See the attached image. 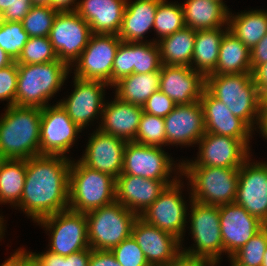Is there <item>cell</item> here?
Listing matches in <instances>:
<instances>
[{
    "instance_id": "5",
    "label": "cell",
    "mask_w": 267,
    "mask_h": 266,
    "mask_svg": "<svg viewBox=\"0 0 267 266\" xmlns=\"http://www.w3.org/2000/svg\"><path fill=\"white\" fill-rule=\"evenodd\" d=\"M115 201V178L94 170L80 160L71 161L69 209L87 213Z\"/></svg>"
},
{
    "instance_id": "60",
    "label": "cell",
    "mask_w": 267,
    "mask_h": 266,
    "mask_svg": "<svg viewBox=\"0 0 267 266\" xmlns=\"http://www.w3.org/2000/svg\"><path fill=\"white\" fill-rule=\"evenodd\" d=\"M1 204V203H0ZM5 223H4V218H3V216H0V228L5 232V225H4Z\"/></svg>"
},
{
    "instance_id": "45",
    "label": "cell",
    "mask_w": 267,
    "mask_h": 266,
    "mask_svg": "<svg viewBox=\"0 0 267 266\" xmlns=\"http://www.w3.org/2000/svg\"><path fill=\"white\" fill-rule=\"evenodd\" d=\"M176 106L174 101L160 90L155 91L142 106L143 112L166 117Z\"/></svg>"
},
{
    "instance_id": "52",
    "label": "cell",
    "mask_w": 267,
    "mask_h": 266,
    "mask_svg": "<svg viewBox=\"0 0 267 266\" xmlns=\"http://www.w3.org/2000/svg\"><path fill=\"white\" fill-rule=\"evenodd\" d=\"M42 266H62V256L47 250L46 252H30Z\"/></svg>"
},
{
    "instance_id": "20",
    "label": "cell",
    "mask_w": 267,
    "mask_h": 266,
    "mask_svg": "<svg viewBox=\"0 0 267 266\" xmlns=\"http://www.w3.org/2000/svg\"><path fill=\"white\" fill-rule=\"evenodd\" d=\"M167 145L192 146L206 133L203 109L199 101L176 105L164 117Z\"/></svg>"
},
{
    "instance_id": "17",
    "label": "cell",
    "mask_w": 267,
    "mask_h": 266,
    "mask_svg": "<svg viewBox=\"0 0 267 266\" xmlns=\"http://www.w3.org/2000/svg\"><path fill=\"white\" fill-rule=\"evenodd\" d=\"M250 158L239 168L235 203L267 225V164Z\"/></svg>"
},
{
    "instance_id": "55",
    "label": "cell",
    "mask_w": 267,
    "mask_h": 266,
    "mask_svg": "<svg viewBox=\"0 0 267 266\" xmlns=\"http://www.w3.org/2000/svg\"><path fill=\"white\" fill-rule=\"evenodd\" d=\"M259 128L261 134L267 140V108L260 109L259 120L256 129Z\"/></svg>"
},
{
    "instance_id": "59",
    "label": "cell",
    "mask_w": 267,
    "mask_h": 266,
    "mask_svg": "<svg viewBox=\"0 0 267 266\" xmlns=\"http://www.w3.org/2000/svg\"><path fill=\"white\" fill-rule=\"evenodd\" d=\"M261 108H267V91L262 95Z\"/></svg>"
},
{
    "instance_id": "51",
    "label": "cell",
    "mask_w": 267,
    "mask_h": 266,
    "mask_svg": "<svg viewBox=\"0 0 267 266\" xmlns=\"http://www.w3.org/2000/svg\"><path fill=\"white\" fill-rule=\"evenodd\" d=\"M252 78L260 95L267 91V62L257 65L252 70Z\"/></svg>"
},
{
    "instance_id": "38",
    "label": "cell",
    "mask_w": 267,
    "mask_h": 266,
    "mask_svg": "<svg viewBox=\"0 0 267 266\" xmlns=\"http://www.w3.org/2000/svg\"><path fill=\"white\" fill-rule=\"evenodd\" d=\"M160 51L157 42H133V73L146 74L161 70Z\"/></svg>"
},
{
    "instance_id": "7",
    "label": "cell",
    "mask_w": 267,
    "mask_h": 266,
    "mask_svg": "<svg viewBox=\"0 0 267 266\" xmlns=\"http://www.w3.org/2000/svg\"><path fill=\"white\" fill-rule=\"evenodd\" d=\"M88 243L93 250H111L132 234L138 216L116 200L85 213Z\"/></svg>"
},
{
    "instance_id": "36",
    "label": "cell",
    "mask_w": 267,
    "mask_h": 266,
    "mask_svg": "<svg viewBox=\"0 0 267 266\" xmlns=\"http://www.w3.org/2000/svg\"><path fill=\"white\" fill-rule=\"evenodd\" d=\"M267 248V225L230 257L231 266H262Z\"/></svg>"
},
{
    "instance_id": "43",
    "label": "cell",
    "mask_w": 267,
    "mask_h": 266,
    "mask_svg": "<svg viewBox=\"0 0 267 266\" xmlns=\"http://www.w3.org/2000/svg\"><path fill=\"white\" fill-rule=\"evenodd\" d=\"M133 74V42H121L112 65V86Z\"/></svg>"
},
{
    "instance_id": "12",
    "label": "cell",
    "mask_w": 267,
    "mask_h": 266,
    "mask_svg": "<svg viewBox=\"0 0 267 266\" xmlns=\"http://www.w3.org/2000/svg\"><path fill=\"white\" fill-rule=\"evenodd\" d=\"M92 35L88 22L76 11L58 12L49 33V40L58 60L73 70V63L88 45Z\"/></svg>"
},
{
    "instance_id": "48",
    "label": "cell",
    "mask_w": 267,
    "mask_h": 266,
    "mask_svg": "<svg viewBox=\"0 0 267 266\" xmlns=\"http://www.w3.org/2000/svg\"><path fill=\"white\" fill-rule=\"evenodd\" d=\"M88 266H122L110 250H93Z\"/></svg>"
},
{
    "instance_id": "14",
    "label": "cell",
    "mask_w": 267,
    "mask_h": 266,
    "mask_svg": "<svg viewBox=\"0 0 267 266\" xmlns=\"http://www.w3.org/2000/svg\"><path fill=\"white\" fill-rule=\"evenodd\" d=\"M122 40L118 35L92 34L88 45L73 63L74 77L99 80L112 87V65Z\"/></svg>"
},
{
    "instance_id": "37",
    "label": "cell",
    "mask_w": 267,
    "mask_h": 266,
    "mask_svg": "<svg viewBox=\"0 0 267 266\" xmlns=\"http://www.w3.org/2000/svg\"><path fill=\"white\" fill-rule=\"evenodd\" d=\"M148 146H167L164 118L143 112L133 140Z\"/></svg>"
},
{
    "instance_id": "1",
    "label": "cell",
    "mask_w": 267,
    "mask_h": 266,
    "mask_svg": "<svg viewBox=\"0 0 267 266\" xmlns=\"http://www.w3.org/2000/svg\"><path fill=\"white\" fill-rule=\"evenodd\" d=\"M71 159L60 155H38L26 159V176L16 205L34 222L69 208Z\"/></svg>"
},
{
    "instance_id": "15",
    "label": "cell",
    "mask_w": 267,
    "mask_h": 266,
    "mask_svg": "<svg viewBox=\"0 0 267 266\" xmlns=\"http://www.w3.org/2000/svg\"><path fill=\"white\" fill-rule=\"evenodd\" d=\"M82 130L59 102L41 109L40 155H65ZM79 133V134H78Z\"/></svg>"
},
{
    "instance_id": "4",
    "label": "cell",
    "mask_w": 267,
    "mask_h": 266,
    "mask_svg": "<svg viewBox=\"0 0 267 266\" xmlns=\"http://www.w3.org/2000/svg\"><path fill=\"white\" fill-rule=\"evenodd\" d=\"M16 106L43 108L49 105L72 70L63 61L17 64Z\"/></svg>"
},
{
    "instance_id": "41",
    "label": "cell",
    "mask_w": 267,
    "mask_h": 266,
    "mask_svg": "<svg viewBox=\"0 0 267 266\" xmlns=\"http://www.w3.org/2000/svg\"><path fill=\"white\" fill-rule=\"evenodd\" d=\"M29 36L22 22H5L0 26V48L16 61Z\"/></svg>"
},
{
    "instance_id": "19",
    "label": "cell",
    "mask_w": 267,
    "mask_h": 266,
    "mask_svg": "<svg viewBox=\"0 0 267 266\" xmlns=\"http://www.w3.org/2000/svg\"><path fill=\"white\" fill-rule=\"evenodd\" d=\"M126 143V140L96 128L79 160L89 168L110 174L116 179L123 169Z\"/></svg>"
},
{
    "instance_id": "63",
    "label": "cell",
    "mask_w": 267,
    "mask_h": 266,
    "mask_svg": "<svg viewBox=\"0 0 267 266\" xmlns=\"http://www.w3.org/2000/svg\"><path fill=\"white\" fill-rule=\"evenodd\" d=\"M6 160V158L3 156L2 152L0 151V168L2 163Z\"/></svg>"
},
{
    "instance_id": "18",
    "label": "cell",
    "mask_w": 267,
    "mask_h": 266,
    "mask_svg": "<svg viewBox=\"0 0 267 266\" xmlns=\"http://www.w3.org/2000/svg\"><path fill=\"white\" fill-rule=\"evenodd\" d=\"M219 216L223 254L229 258L265 226L235 202L220 205Z\"/></svg>"
},
{
    "instance_id": "34",
    "label": "cell",
    "mask_w": 267,
    "mask_h": 266,
    "mask_svg": "<svg viewBox=\"0 0 267 266\" xmlns=\"http://www.w3.org/2000/svg\"><path fill=\"white\" fill-rule=\"evenodd\" d=\"M26 176L25 159H6L0 168V203L11 207L20 202Z\"/></svg>"
},
{
    "instance_id": "2",
    "label": "cell",
    "mask_w": 267,
    "mask_h": 266,
    "mask_svg": "<svg viewBox=\"0 0 267 266\" xmlns=\"http://www.w3.org/2000/svg\"><path fill=\"white\" fill-rule=\"evenodd\" d=\"M0 117V151L6 159L40 155L41 108L6 107Z\"/></svg>"
},
{
    "instance_id": "65",
    "label": "cell",
    "mask_w": 267,
    "mask_h": 266,
    "mask_svg": "<svg viewBox=\"0 0 267 266\" xmlns=\"http://www.w3.org/2000/svg\"><path fill=\"white\" fill-rule=\"evenodd\" d=\"M214 1L220 2L221 4H223L229 10V8L227 7V5H225V3L223 2V0H214Z\"/></svg>"
},
{
    "instance_id": "11",
    "label": "cell",
    "mask_w": 267,
    "mask_h": 266,
    "mask_svg": "<svg viewBox=\"0 0 267 266\" xmlns=\"http://www.w3.org/2000/svg\"><path fill=\"white\" fill-rule=\"evenodd\" d=\"M181 181L178 179L174 184L167 186L139 217L149 225L177 237L182 246L186 223H188L187 210L189 211V209L187 202L182 197L181 189L184 185Z\"/></svg>"
},
{
    "instance_id": "62",
    "label": "cell",
    "mask_w": 267,
    "mask_h": 266,
    "mask_svg": "<svg viewBox=\"0 0 267 266\" xmlns=\"http://www.w3.org/2000/svg\"><path fill=\"white\" fill-rule=\"evenodd\" d=\"M262 266H267V248L266 251L264 252Z\"/></svg>"
},
{
    "instance_id": "54",
    "label": "cell",
    "mask_w": 267,
    "mask_h": 266,
    "mask_svg": "<svg viewBox=\"0 0 267 266\" xmlns=\"http://www.w3.org/2000/svg\"><path fill=\"white\" fill-rule=\"evenodd\" d=\"M18 266H42L38 260L24 248L18 249Z\"/></svg>"
},
{
    "instance_id": "8",
    "label": "cell",
    "mask_w": 267,
    "mask_h": 266,
    "mask_svg": "<svg viewBox=\"0 0 267 266\" xmlns=\"http://www.w3.org/2000/svg\"><path fill=\"white\" fill-rule=\"evenodd\" d=\"M190 233L195 244L181 250L188 254L202 257L217 266L223 255L221 238L219 206L203 204L190 198Z\"/></svg>"
},
{
    "instance_id": "33",
    "label": "cell",
    "mask_w": 267,
    "mask_h": 266,
    "mask_svg": "<svg viewBox=\"0 0 267 266\" xmlns=\"http://www.w3.org/2000/svg\"><path fill=\"white\" fill-rule=\"evenodd\" d=\"M196 31L184 27L157 41L162 65L191 66Z\"/></svg>"
},
{
    "instance_id": "23",
    "label": "cell",
    "mask_w": 267,
    "mask_h": 266,
    "mask_svg": "<svg viewBox=\"0 0 267 266\" xmlns=\"http://www.w3.org/2000/svg\"><path fill=\"white\" fill-rule=\"evenodd\" d=\"M205 77L189 66L162 65L160 88L176 105L190 104L201 99Z\"/></svg>"
},
{
    "instance_id": "6",
    "label": "cell",
    "mask_w": 267,
    "mask_h": 266,
    "mask_svg": "<svg viewBox=\"0 0 267 266\" xmlns=\"http://www.w3.org/2000/svg\"><path fill=\"white\" fill-rule=\"evenodd\" d=\"M180 175L188 178L193 201L220 206L236 200L239 168L181 166Z\"/></svg>"
},
{
    "instance_id": "9",
    "label": "cell",
    "mask_w": 267,
    "mask_h": 266,
    "mask_svg": "<svg viewBox=\"0 0 267 266\" xmlns=\"http://www.w3.org/2000/svg\"><path fill=\"white\" fill-rule=\"evenodd\" d=\"M51 234L48 250L68 256L90 248L88 243L87 218L85 213L66 209L37 222Z\"/></svg>"
},
{
    "instance_id": "46",
    "label": "cell",
    "mask_w": 267,
    "mask_h": 266,
    "mask_svg": "<svg viewBox=\"0 0 267 266\" xmlns=\"http://www.w3.org/2000/svg\"><path fill=\"white\" fill-rule=\"evenodd\" d=\"M32 7L31 0H0L6 22H21Z\"/></svg>"
},
{
    "instance_id": "22",
    "label": "cell",
    "mask_w": 267,
    "mask_h": 266,
    "mask_svg": "<svg viewBox=\"0 0 267 266\" xmlns=\"http://www.w3.org/2000/svg\"><path fill=\"white\" fill-rule=\"evenodd\" d=\"M150 266H164L180 251V240L138 217L133 223L132 234Z\"/></svg>"
},
{
    "instance_id": "31",
    "label": "cell",
    "mask_w": 267,
    "mask_h": 266,
    "mask_svg": "<svg viewBox=\"0 0 267 266\" xmlns=\"http://www.w3.org/2000/svg\"><path fill=\"white\" fill-rule=\"evenodd\" d=\"M228 30L252 50L267 34V10L252 9L235 15L229 11Z\"/></svg>"
},
{
    "instance_id": "42",
    "label": "cell",
    "mask_w": 267,
    "mask_h": 266,
    "mask_svg": "<svg viewBox=\"0 0 267 266\" xmlns=\"http://www.w3.org/2000/svg\"><path fill=\"white\" fill-rule=\"evenodd\" d=\"M110 251L122 266H150L132 235Z\"/></svg>"
},
{
    "instance_id": "61",
    "label": "cell",
    "mask_w": 267,
    "mask_h": 266,
    "mask_svg": "<svg viewBox=\"0 0 267 266\" xmlns=\"http://www.w3.org/2000/svg\"><path fill=\"white\" fill-rule=\"evenodd\" d=\"M4 12L0 9V26L5 23Z\"/></svg>"
},
{
    "instance_id": "21",
    "label": "cell",
    "mask_w": 267,
    "mask_h": 266,
    "mask_svg": "<svg viewBox=\"0 0 267 266\" xmlns=\"http://www.w3.org/2000/svg\"><path fill=\"white\" fill-rule=\"evenodd\" d=\"M177 180H154L120 174L115 179V200L138 217Z\"/></svg>"
},
{
    "instance_id": "28",
    "label": "cell",
    "mask_w": 267,
    "mask_h": 266,
    "mask_svg": "<svg viewBox=\"0 0 267 266\" xmlns=\"http://www.w3.org/2000/svg\"><path fill=\"white\" fill-rule=\"evenodd\" d=\"M181 5L185 27L195 31L228 28L230 10L220 2L214 0H186Z\"/></svg>"
},
{
    "instance_id": "56",
    "label": "cell",
    "mask_w": 267,
    "mask_h": 266,
    "mask_svg": "<svg viewBox=\"0 0 267 266\" xmlns=\"http://www.w3.org/2000/svg\"><path fill=\"white\" fill-rule=\"evenodd\" d=\"M13 62L14 61L11 59V57L0 48V69L11 65Z\"/></svg>"
},
{
    "instance_id": "57",
    "label": "cell",
    "mask_w": 267,
    "mask_h": 266,
    "mask_svg": "<svg viewBox=\"0 0 267 266\" xmlns=\"http://www.w3.org/2000/svg\"><path fill=\"white\" fill-rule=\"evenodd\" d=\"M0 266H18V249Z\"/></svg>"
},
{
    "instance_id": "40",
    "label": "cell",
    "mask_w": 267,
    "mask_h": 266,
    "mask_svg": "<svg viewBox=\"0 0 267 266\" xmlns=\"http://www.w3.org/2000/svg\"><path fill=\"white\" fill-rule=\"evenodd\" d=\"M51 6H33L21 21L29 37H48L55 16Z\"/></svg>"
},
{
    "instance_id": "39",
    "label": "cell",
    "mask_w": 267,
    "mask_h": 266,
    "mask_svg": "<svg viewBox=\"0 0 267 266\" xmlns=\"http://www.w3.org/2000/svg\"><path fill=\"white\" fill-rule=\"evenodd\" d=\"M58 60L48 37H29L23 47L17 64H42Z\"/></svg>"
},
{
    "instance_id": "49",
    "label": "cell",
    "mask_w": 267,
    "mask_h": 266,
    "mask_svg": "<svg viewBox=\"0 0 267 266\" xmlns=\"http://www.w3.org/2000/svg\"><path fill=\"white\" fill-rule=\"evenodd\" d=\"M267 62V34L251 50L252 70L260 64Z\"/></svg>"
},
{
    "instance_id": "24",
    "label": "cell",
    "mask_w": 267,
    "mask_h": 266,
    "mask_svg": "<svg viewBox=\"0 0 267 266\" xmlns=\"http://www.w3.org/2000/svg\"><path fill=\"white\" fill-rule=\"evenodd\" d=\"M204 116L205 131L239 140H251L253 130L239 117L233 115L225 103L204 88L199 100Z\"/></svg>"
},
{
    "instance_id": "32",
    "label": "cell",
    "mask_w": 267,
    "mask_h": 266,
    "mask_svg": "<svg viewBox=\"0 0 267 266\" xmlns=\"http://www.w3.org/2000/svg\"><path fill=\"white\" fill-rule=\"evenodd\" d=\"M115 96L123 102L143 106L147 99L160 88V71L146 74L133 73L113 86Z\"/></svg>"
},
{
    "instance_id": "47",
    "label": "cell",
    "mask_w": 267,
    "mask_h": 266,
    "mask_svg": "<svg viewBox=\"0 0 267 266\" xmlns=\"http://www.w3.org/2000/svg\"><path fill=\"white\" fill-rule=\"evenodd\" d=\"M164 266H214L205 258L197 257L182 250Z\"/></svg>"
},
{
    "instance_id": "25",
    "label": "cell",
    "mask_w": 267,
    "mask_h": 266,
    "mask_svg": "<svg viewBox=\"0 0 267 266\" xmlns=\"http://www.w3.org/2000/svg\"><path fill=\"white\" fill-rule=\"evenodd\" d=\"M76 12L92 34L118 35L127 0H78Z\"/></svg>"
},
{
    "instance_id": "3",
    "label": "cell",
    "mask_w": 267,
    "mask_h": 266,
    "mask_svg": "<svg viewBox=\"0 0 267 266\" xmlns=\"http://www.w3.org/2000/svg\"><path fill=\"white\" fill-rule=\"evenodd\" d=\"M205 88L231 113L243 120L253 131L258 124L262 96L254 84L252 73L207 75ZM255 129V130H254Z\"/></svg>"
},
{
    "instance_id": "58",
    "label": "cell",
    "mask_w": 267,
    "mask_h": 266,
    "mask_svg": "<svg viewBox=\"0 0 267 266\" xmlns=\"http://www.w3.org/2000/svg\"><path fill=\"white\" fill-rule=\"evenodd\" d=\"M33 6H50V0H31Z\"/></svg>"
},
{
    "instance_id": "44",
    "label": "cell",
    "mask_w": 267,
    "mask_h": 266,
    "mask_svg": "<svg viewBox=\"0 0 267 266\" xmlns=\"http://www.w3.org/2000/svg\"><path fill=\"white\" fill-rule=\"evenodd\" d=\"M18 67L14 61L0 69V101H8L7 107L16 105Z\"/></svg>"
},
{
    "instance_id": "29",
    "label": "cell",
    "mask_w": 267,
    "mask_h": 266,
    "mask_svg": "<svg viewBox=\"0 0 267 266\" xmlns=\"http://www.w3.org/2000/svg\"><path fill=\"white\" fill-rule=\"evenodd\" d=\"M252 73L251 50L227 30L220 44L217 66L209 75Z\"/></svg>"
},
{
    "instance_id": "26",
    "label": "cell",
    "mask_w": 267,
    "mask_h": 266,
    "mask_svg": "<svg viewBox=\"0 0 267 266\" xmlns=\"http://www.w3.org/2000/svg\"><path fill=\"white\" fill-rule=\"evenodd\" d=\"M143 108L118 99L105 102L98 129L126 141H133L137 134Z\"/></svg>"
},
{
    "instance_id": "16",
    "label": "cell",
    "mask_w": 267,
    "mask_h": 266,
    "mask_svg": "<svg viewBox=\"0 0 267 266\" xmlns=\"http://www.w3.org/2000/svg\"><path fill=\"white\" fill-rule=\"evenodd\" d=\"M73 92L58 101L72 121L83 130L94 119L102 115L105 104V87L109 85L99 80H84L73 77ZM91 121V122H90Z\"/></svg>"
},
{
    "instance_id": "35",
    "label": "cell",
    "mask_w": 267,
    "mask_h": 266,
    "mask_svg": "<svg viewBox=\"0 0 267 266\" xmlns=\"http://www.w3.org/2000/svg\"><path fill=\"white\" fill-rule=\"evenodd\" d=\"M185 27L183 9L181 3L161 0L155 12L153 30L157 33L159 41L163 37L174 34Z\"/></svg>"
},
{
    "instance_id": "53",
    "label": "cell",
    "mask_w": 267,
    "mask_h": 266,
    "mask_svg": "<svg viewBox=\"0 0 267 266\" xmlns=\"http://www.w3.org/2000/svg\"><path fill=\"white\" fill-rule=\"evenodd\" d=\"M77 0H50V6L57 12H72L77 10Z\"/></svg>"
},
{
    "instance_id": "30",
    "label": "cell",
    "mask_w": 267,
    "mask_h": 266,
    "mask_svg": "<svg viewBox=\"0 0 267 266\" xmlns=\"http://www.w3.org/2000/svg\"><path fill=\"white\" fill-rule=\"evenodd\" d=\"M228 28H214L196 31L191 68L204 77L211 74L218 61L220 44Z\"/></svg>"
},
{
    "instance_id": "50",
    "label": "cell",
    "mask_w": 267,
    "mask_h": 266,
    "mask_svg": "<svg viewBox=\"0 0 267 266\" xmlns=\"http://www.w3.org/2000/svg\"><path fill=\"white\" fill-rule=\"evenodd\" d=\"M90 255L91 248L81 250L66 257L62 256V266H88Z\"/></svg>"
},
{
    "instance_id": "13",
    "label": "cell",
    "mask_w": 267,
    "mask_h": 266,
    "mask_svg": "<svg viewBox=\"0 0 267 266\" xmlns=\"http://www.w3.org/2000/svg\"><path fill=\"white\" fill-rule=\"evenodd\" d=\"M250 140H239L229 136L206 132L197 142V159L182 160L181 166H208L240 168L250 157Z\"/></svg>"
},
{
    "instance_id": "27",
    "label": "cell",
    "mask_w": 267,
    "mask_h": 266,
    "mask_svg": "<svg viewBox=\"0 0 267 266\" xmlns=\"http://www.w3.org/2000/svg\"><path fill=\"white\" fill-rule=\"evenodd\" d=\"M161 0H127L122 24L118 33L122 42L144 41V35L154 27L155 12Z\"/></svg>"
},
{
    "instance_id": "10",
    "label": "cell",
    "mask_w": 267,
    "mask_h": 266,
    "mask_svg": "<svg viewBox=\"0 0 267 266\" xmlns=\"http://www.w3.org/2000/svg\"><path fill=\"white\" fill-rule=\"evenodd\" d=\"M167 154L159 146H148L134 141H127L121 174L154 180H178L181 177L179 175L181 173V163H176V165L174 163L176 161L170 157L171 155ZM173 172L179 176L175 175L173 179H170Z\"/></svg>"
},
{
    "instance_id": "64",
    "label": "cell",
    "mask_w": 267,
    "mask_h": 266,
    "mask_svg": "<svg viewBox=\"0 0 267 266\" xmlns=\"http://www.w3.org/2000/svg\"><path fill=\"white\" fill-rule=\"evenodd\" d=\"M4 235H5L4 231L0 228V241L3 238Z\"/></svg>"
}]
</instances>
